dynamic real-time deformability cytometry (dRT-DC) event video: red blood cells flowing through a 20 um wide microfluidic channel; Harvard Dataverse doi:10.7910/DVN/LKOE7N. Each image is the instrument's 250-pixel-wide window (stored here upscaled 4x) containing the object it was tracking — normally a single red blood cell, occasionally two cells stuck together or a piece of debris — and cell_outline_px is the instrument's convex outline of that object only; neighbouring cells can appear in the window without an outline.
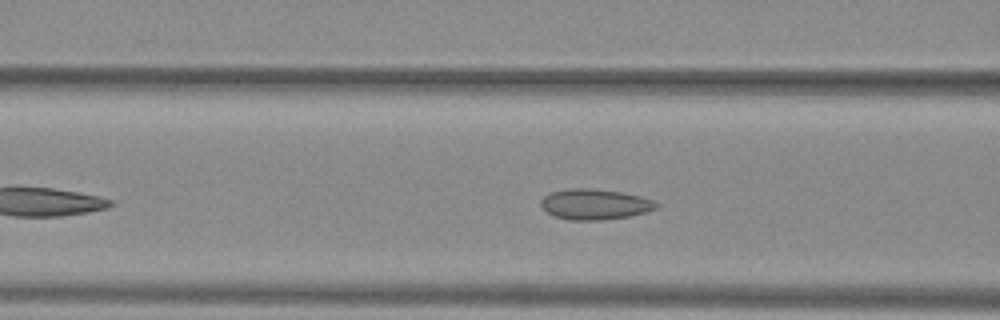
{"species": "common noctule bat (a hibernating species)", "species_latin": "Nyctalus noctula", "temperature_condition": "warm", "stored_images_in_passage": 37, "camera_frame_rate_fps": 3000, "um_per_image_px": 0.085, "animal": {"sex": "female", "body_mass_g": 29.2, "forearm_length_mm": 56.3}, "frame": {"image": 1, "passage_image": 5, "time_ms": 1.333, "image_size_px": [1000, 320], "cell_outline_px": [[660, 204], [656, 208], [648, 212], [628, 216], [604, 220], [572, 220], [556, 216], [548, 212], [540, 204], [540, 200], [548, 192], [568, 188], [588, 188], [620, 192], [640, 196], [656, 200]], "centroid_in_image_um": [50.58, 17.35], "position_along_channel_um": 116.0, "area_um2": 20.63}}
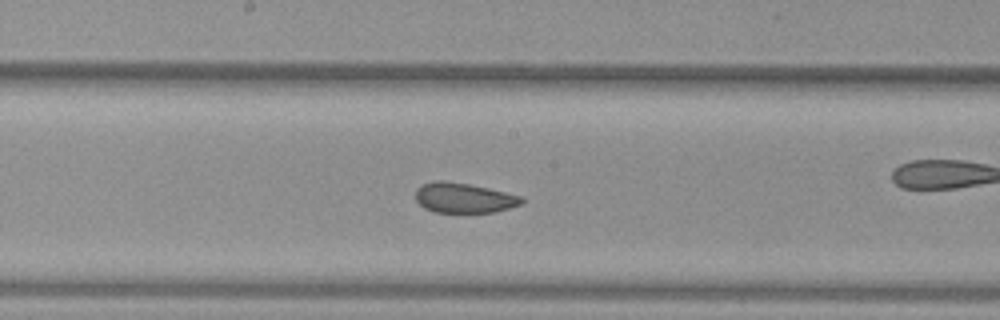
{"frame": {"image": 2, "passage_image": 12, "time_ms": 3.667, "image_size_px": [1000, 320], "cell_outline_px": [[524, 204], [496, 212], [436, 212], [424, 208], [416, 200], [416, 188], [420, 184], [436, 180], [444, 180], [468, 184], [488, 188], [524, 196]], "centroid_in_image_um": [39.46, 16.81], "position_along_channel_um": 208.7, "area_um2": 18.79}}
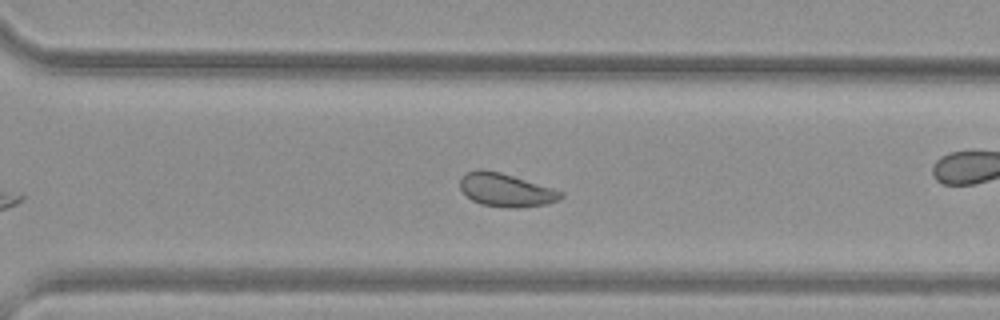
{"frame": {"image": 3, "passage_image": 21, "time_ms": 6.667, "image_size_px": [1000, 320], "cell_outline_px": [[564, 196], [560, 200], [548, 204], [520, 208], [508, 208], [480, 204], [472, 200], [460, 188], [460, 176], [468, 172], [480, 168], [484, 168], [500, 172], [552, 188], [564, 192]], "centroid_in_image_um": [43.01, 16.15], "position_along_channel_um": 327.6, "area_um2": 19.71}, "authors_computed_cell_mechanics": {"area_um2": 20.23, "velocity_mm_per_s": 3.9763, "shape_relaxation_time_tau1_ms": null, "shape_relaxation_time_tau2_ms": 1.1967, "deformation_change_tau1": null, "deformation_change_tau2": 0.0685}}